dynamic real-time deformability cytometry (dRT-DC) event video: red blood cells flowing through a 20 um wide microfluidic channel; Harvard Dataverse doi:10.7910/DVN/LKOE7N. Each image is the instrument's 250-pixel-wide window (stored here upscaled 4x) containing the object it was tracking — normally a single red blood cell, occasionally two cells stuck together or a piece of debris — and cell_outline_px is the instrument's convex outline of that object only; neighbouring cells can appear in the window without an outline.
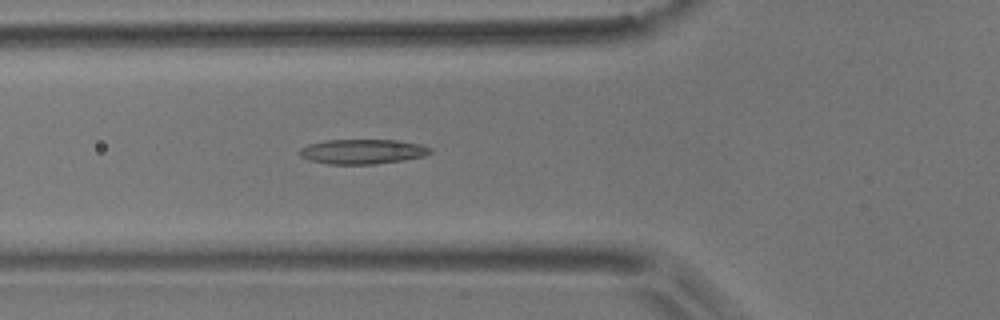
{"species": "common noctule bat (a hibernating species)", "species_latin": "Nyctalus noctula", "temperature_condition": "room temperature", "stored_images_in_passage": 6, "camera_frame_rate_fps": 3000, "um_per_image_px": 0.085, "animal": {"sex": "male", "body_mass_g": 17.9}, "frame": {"image": 1, "passage_image": 6, "time_ms": 5.667, "image_size_px": [1000, 320], "cell_outline_px": [[432, 152], [424, 156], [404, 160], [376, 164], [328, 164], [308, 160], [300, 156], [296, 152], [300, 148], [308, 144], [324, 140], [400, 140], [420, 144], [432, 148]], "centroid_in_image_um": [30.79, 12.88], "position_along_channel_um": 95.0, "area_um2": 19.13}}